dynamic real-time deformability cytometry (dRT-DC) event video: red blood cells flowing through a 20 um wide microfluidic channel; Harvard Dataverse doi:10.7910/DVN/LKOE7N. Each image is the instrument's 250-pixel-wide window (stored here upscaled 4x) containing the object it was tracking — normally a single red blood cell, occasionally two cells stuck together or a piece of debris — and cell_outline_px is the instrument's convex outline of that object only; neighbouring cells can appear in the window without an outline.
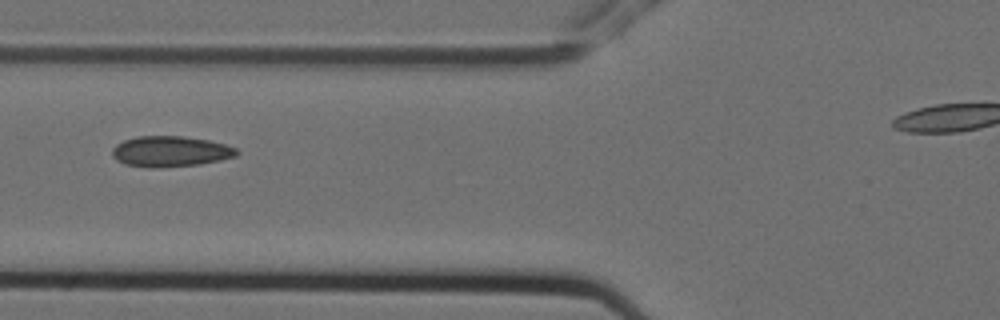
{"species": "Egyptian fruit bat (a non-hibernating species)", "species_latin": "Rousettus aegyptiacus", "temperature_condition": "cold", "stored_images_in_passage": 6, "camera_frame_rate_fps": 3000, "um_per_image_px": 0.085, "animal": {"sex": "female"}, "frame": {"image": 1, "passage_image": 3, "time_ms": 0.667, "image_size_px": [1000, 320], "cell_outline_px": [[240, 152], [236, 156], [220, 160], [200, 164], [160, 168], [148, 168], [124, 164], [116, 160], [112, 156], [112, 148], [116, 144], [124, 140], [136, 136], [184, 136], [208, 140], [224, 144], [236, 148]], "centroid_in_image_um": [14.46, 12.88], "position_along_channel_um": 111.3, "area_um2": 22.48}}
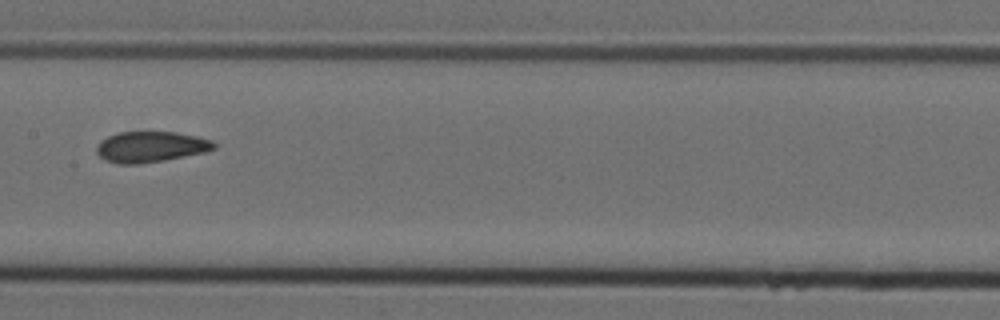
{"frame": {"image": 2, "passage_image": 5, "time_ms": 1.333, "image_size_px": [1000, 320], "cell_outline_px": [[216, 148], [204, 152], [164, 160], [136, 164], [116, 164], [104, 160], [96, 152], [96, 148], [100, 140], [116, 132], [176, 132], [196, 136], [212, 140], [216, 144]], "centroid_in_image_um": [12.78, 12.48], "position_along_channel_um": 194.6, "area_um2": 21.1}}
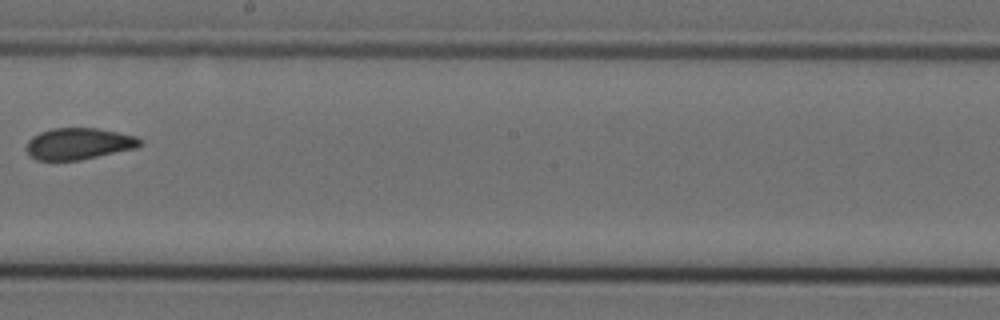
{"frame": {"image": 3, "passage_image": 6, "time_ms": 1.667, "image_size_px": [1000, 320], "cell_outline_px": [[144, 144], [136, 148], [80, 160], [36, 160], [24, 148], [28, 140], [32, 136], [40, 132], [52, 128], [96, 128], [136, 136]], "centroid_in_image_um": [6.67, 12.21], "position_along_channel_um": 241.5, "area_um2": 20.87}}